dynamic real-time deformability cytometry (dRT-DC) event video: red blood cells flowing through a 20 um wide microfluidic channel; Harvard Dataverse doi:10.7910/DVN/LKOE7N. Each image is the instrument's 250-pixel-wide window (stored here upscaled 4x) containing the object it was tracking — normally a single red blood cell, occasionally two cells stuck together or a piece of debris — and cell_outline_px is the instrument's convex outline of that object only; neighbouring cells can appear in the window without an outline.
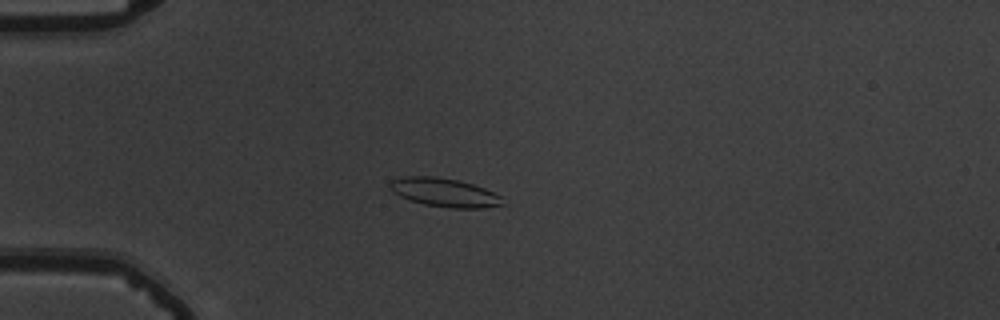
{"species": "common noctule bat (a hibernating species)", "species_latin": "Nyctalus noctula", "temperature_condition": "warm", "stored_images_in_passage": 56, "camera_frame_rate_fps": 3000, "um_per_image_px": 0.085, "animal": {"sex": "male", "body_mass_g": 19.5, "forearm_length_mm": 54.6}, "frame": {"image": 1, "passage_image": 16, "time_ms": 5.0, "image_size_px": [1000, 320], "cell_outline_px": [[504, 204], [484, 208], [452, 208], [424, 204], [400, 196], [392, 192], [388, 184], [388, 180], [404, 176], [436, 176], [460, 180], [484, 188], [500, 196]], "centroid_in_image_um": [37.73, 16.34], "position_along_channel_um": 47.3, "area_um2": 18.84}}
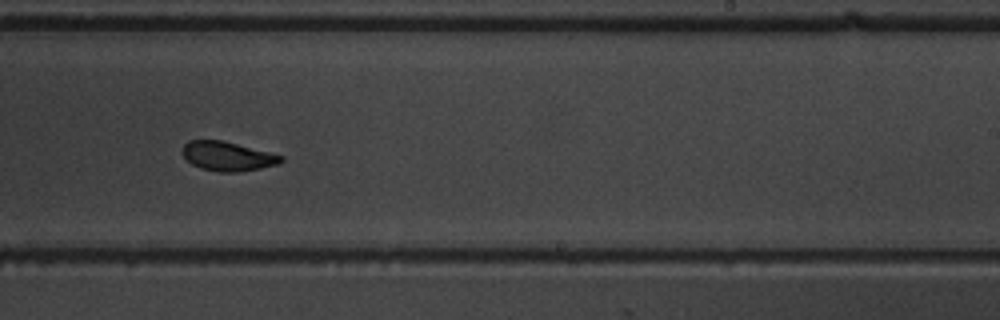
{"frame": {"image": 2, "passage_image": 36, "time_ms": 11.667, "image_size_px": [1000, 320], "cell_outline_px": [[284, 160], [280, 164], [240, 172], [220, 172], [200, 168], [192, 164], [180, 152], [184, 144], [188, 140], [220, 140], [284, 156]], "centroid_in_image_um": [19.33, 13.29], "position_along_channel_um": 269.7, "area_um2": 16.76}}
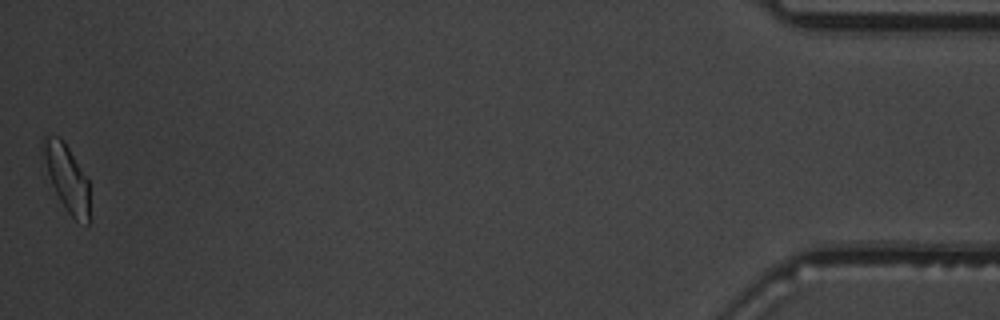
{"frame": {"image": 3, "passage_image": 56, "time_ms": 18.333, "image_size_px": [1000, 320], "cell_outline_px": [[88, 224], [76, 220], [68, 212], [60, 200], [52, 184], [48, 172], [40, 140], [44, 136], [60, 136], [68, 148], [88, 180]], "centroid_in_image_um": [5.66, 15.07], "position_along_channel_um": 429.5, "area_um2": 17.28}, "authors_computed_cell_mechanics": {"area_um2": 17.5712, "velocity_mm_per_s": 3.6795, "shape_relaxation_time_tau1_ms": 3.2364, "shape_relaxation_time_tau2_ms": 1.8206, "deformation_change_tau1": 0.1257, "deformation_change_tau2": 0.0788}}